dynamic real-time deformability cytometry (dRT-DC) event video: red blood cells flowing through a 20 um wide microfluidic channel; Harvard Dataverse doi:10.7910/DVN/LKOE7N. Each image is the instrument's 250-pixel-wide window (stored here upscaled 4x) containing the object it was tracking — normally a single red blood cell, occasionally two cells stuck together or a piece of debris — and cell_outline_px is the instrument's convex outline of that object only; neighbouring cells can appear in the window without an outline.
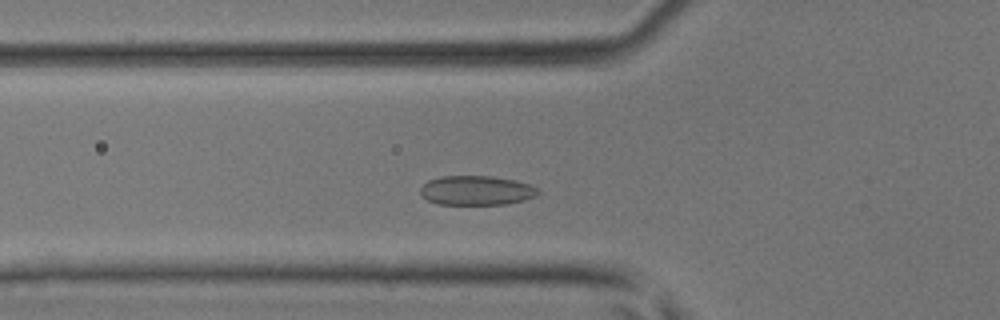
{"species": "common noctule bat (a hibernating species)", "species_latin": "Nyctalus noctula", "temperature_condition": "room temperature", "stored_images_in_passage": 40, "camera_frame_rate_fps": 3000, "um_per_image_px": 0.085, "animal": {"sex": "male", "body_mass_g": 17.9, "forearm_length_mm": 54.2}, "frame": {"image": 1, "passage_image": 9, "time_ms": 2.667, "image_size_px": [1000, 320], "cell_outline_px": [[540, 192], [536, 196], [524, 200], [508, 204], [436, 204], [420, 196], [420, 188], [428, 180], [440, 176], [492, 176], [516, 180], [528, 184], [536, 188]], "centroid_in_image_um": [40.47, 16.18], "position_along_channel_um": 85.3, "area_um2": 20.29}}
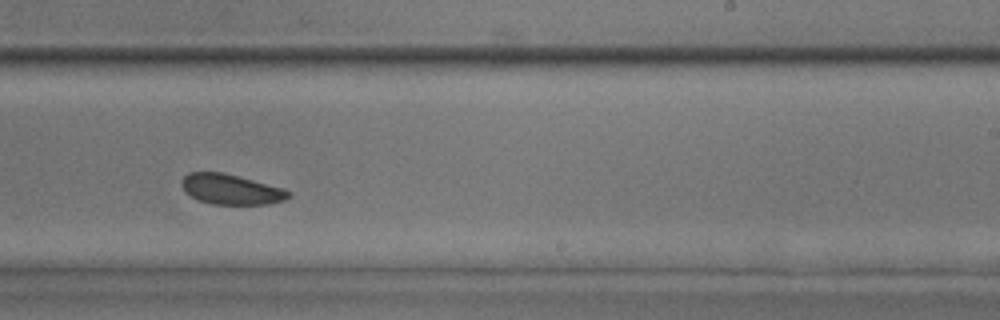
{"frame": {"image": 2, "passage_image": 22, "time_ms": 7.0, "image_size_px": [1000, 320], "cell_outline_px": [[292, 196], [284, 200], [268, 204], [212, 204], [200, 200], [184, 192], [180, 184], [180, 180], [188, 172], [224, 172], [284, 188], [292, 192]], "centroid_in_image_um": [19.64, 16.08], "position_along_channel_um": 269.4, "area_um2": 19.02}}
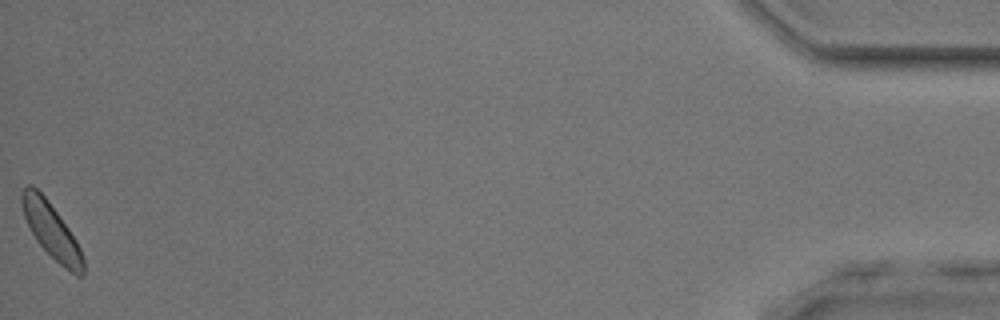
{"frame": {"image": 3, "passage_image": 40, "time_ms": 13.0, "image_size_px": [1000, 320], "cell_outline_px": [[84, 276], [76, 276], [64, 268], [36, 240], [24, 216], [20, 200], [20, 192], [28, 184], [32, 184], [48, 200], [68, 228], [76, 240], [84, 256]], "centroid_in_image_um": [4.37, 19.6], "position_along_channel_um": 430.8, "area_um2": 19.54}}